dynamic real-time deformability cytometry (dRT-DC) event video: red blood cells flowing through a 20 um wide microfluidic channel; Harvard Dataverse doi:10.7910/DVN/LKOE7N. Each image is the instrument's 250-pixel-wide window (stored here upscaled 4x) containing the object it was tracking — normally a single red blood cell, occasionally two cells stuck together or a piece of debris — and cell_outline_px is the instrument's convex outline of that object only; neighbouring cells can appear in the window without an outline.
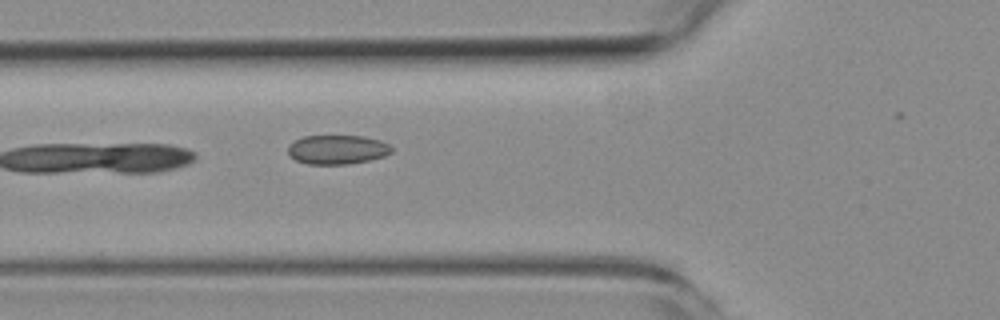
{"species": "common noctule bat (a hibernating species)", "species_latin": "Nyctalus noctula", "temperature_condition": "room temperature", "stored_images_in_passage": 2, "camera_frame_rate_fps": 3000, "um_per_image_px": 0.085, "animal": {"sex": "female", "body_mass_g": 19.3, "forearm_length_mm": 54.1}, "frame": {"image": 1, "passage_image": 2, "time_ms": 1.333, "image_size_px": [1000, 320], "cell_outline_px": [[392, 152], [384, 156], [368, 160], [348, 164], [308, 164], [296, 160], [288, 156], [288, 148], [296, 140], [304, 136], [364, 136], [380, 140], [388, 144], [392, 148]], "centroid_in_image_um": [28.67, 12.72], "position_along_channel_um": 97.1, "area_um2": 17.51}}